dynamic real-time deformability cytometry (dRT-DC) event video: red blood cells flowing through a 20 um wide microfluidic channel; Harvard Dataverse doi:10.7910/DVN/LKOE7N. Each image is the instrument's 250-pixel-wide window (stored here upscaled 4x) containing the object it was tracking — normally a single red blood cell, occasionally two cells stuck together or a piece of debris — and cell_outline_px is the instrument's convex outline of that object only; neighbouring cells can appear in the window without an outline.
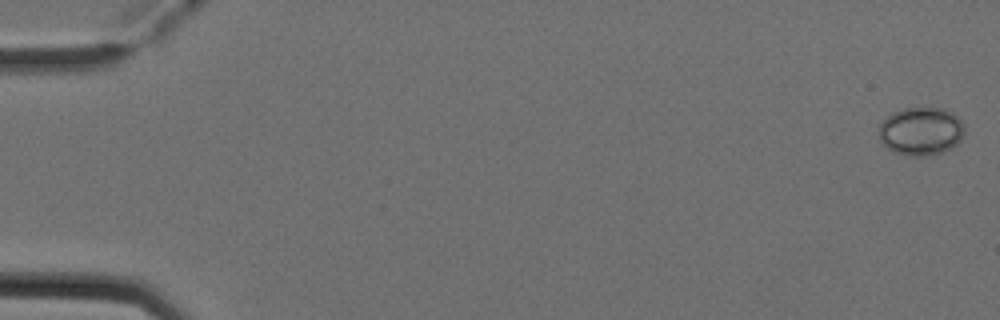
{"species": "Egyptian fruit bat (a non-hibernating species)", "species_latin": "Rousettus aegyptiacus", "temperature_condition": "cold", "stored_images_in_passage": 8, "camera_frame_rate_fps": 3000, "um_per_image_px": 0.085, "animal": {"sex": "female"}, "frame": {"image": 1, "passage_image": 1, "time_ms": 0.0, "image_size_px": [1000, 320], "cell_outline_px": [[964, 136], [952, 148], [940, 152], [920, 156], [912, 156], [892, 152], [880, 144], [880, 124], [892, 112], [904, 108], [944, 108], [952, 112], [964, 124]], "centroid_in_image_um": [78.27, 11.15], "position_along_channel_um": 6.7, "area_um2": 24.1}}
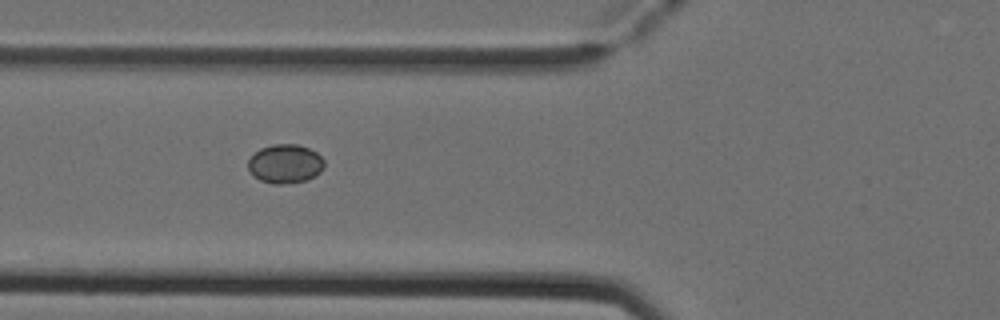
{"frame": {"image": 2, "passage_image": 6, "time_ms": 1.667, "image_size_px": [1000, 320], "cell_outline_px": [[324, 168], [316, 176], [304, 180], [280, 184], [272, 184], [260, 180], [248, 168], [248, 160], [260, 148], [272, 144], [296, 144], [308, 148], [316, 152], [324, 160]], "centroid_in_image_um": [24.25, 13.91], "position_along_channel_um": 101.5, "area_um2": 17.11}}
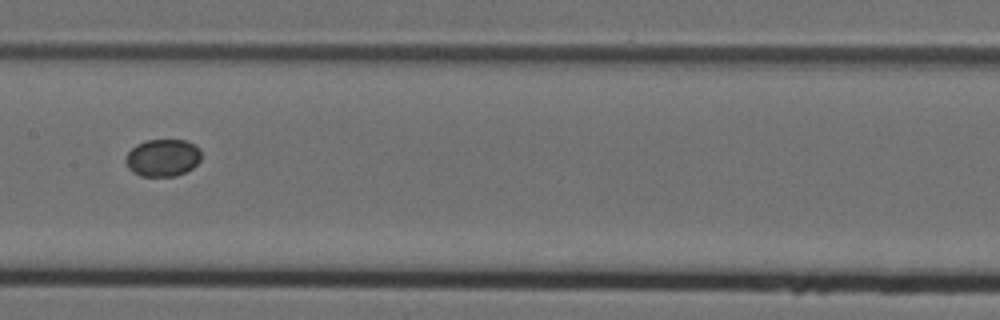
{"frame": {"image": 3, "passage_image": 8, "time_ms": 2.333, "image_size_px": [1000, 320], "cell_outline_px": [[200, 160], [192, 168], [176, 176], [140, 176], [132, 172], [128, 168], [124, 160], [128, 152], [136, 144], [144, 140], [184, 140], [200, 148]], "centroid_in_image_um": [13.79, 13.41], "position_along_channel_um": 193.6, "area_um2": 16.47}}